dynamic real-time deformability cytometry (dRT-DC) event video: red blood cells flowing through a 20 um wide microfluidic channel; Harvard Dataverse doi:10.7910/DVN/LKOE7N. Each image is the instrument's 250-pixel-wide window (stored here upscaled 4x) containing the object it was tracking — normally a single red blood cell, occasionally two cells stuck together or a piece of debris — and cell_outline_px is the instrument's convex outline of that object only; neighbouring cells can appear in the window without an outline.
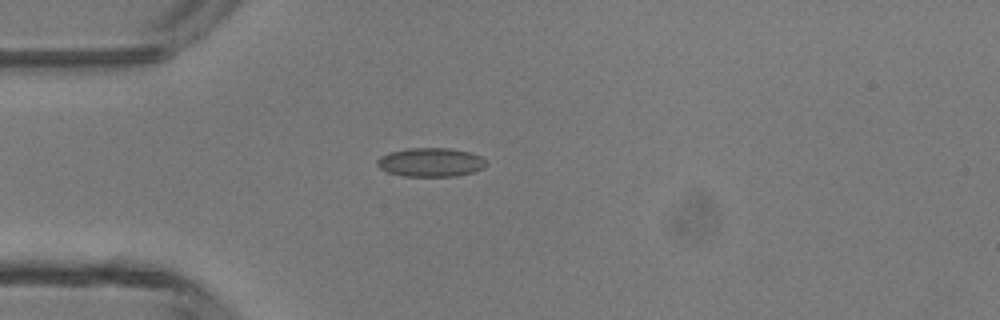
{"species": "common noctule bat (a hibernating species)", "species_latin": "Nyctalus noctula", "temperature_condition": "room temperature", "stored_images_in_passage": 35, "camera_frame_rate_fps": 3000, "um_per_image_px": 0.085, "animal": {"sex": "male", "body_mass_g": 13.3}, "frame": {"image": 1, "passage_image": 1, "time_ms": 0.0, "image_size_px": [1000, 320], "cell_outline_px": [[488, 164], [484, 168], [472, 172], [456, 176], [404, 176], [388, 172], [380, 168], [376, 164], [376, 160], [380, 156], [388, 152], [408, 148], [452, 148], [468, 152], [480, 156], [488, 160]], "centroid_in_image_um": [36.62, 13.79], "position_along_channel_um": 48.4, "area_um2": 18.5}}
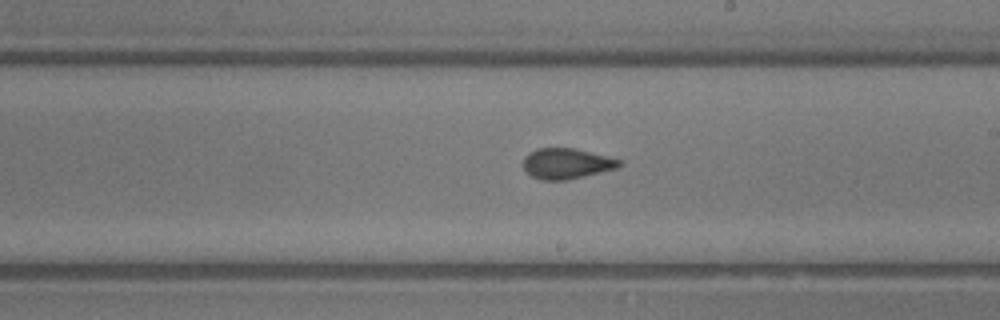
{"frame": {"image": 2, "passage_image": 15, "time_ms": 4.667, "image_size_px": [1000, 320], "cell_outline_px": [[624, 164], [616, 168], [568, 180], [540, 180], [532, 176], [524, 168], [524, 156], [528, 152], [536, 148], [572, 148], [620, 160]], "centroid_in_image_um": [48.12, 13.91], "position_along_channel_um": 240.9, "area_um2": 16.88}}
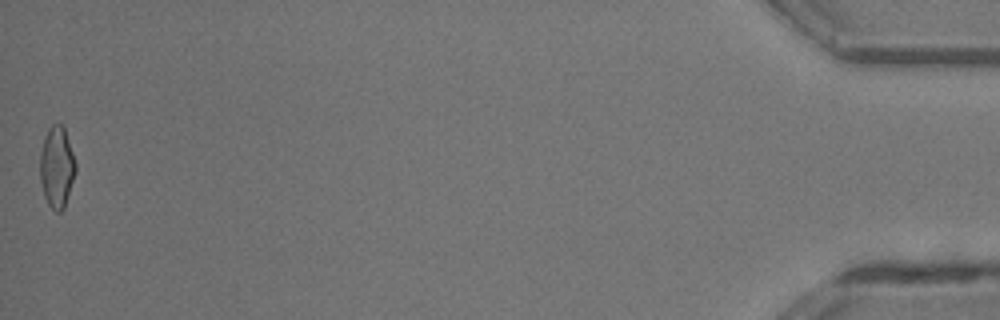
{"frame": {"image": 3, "passage_image": 35, "time_ms": 11.333, "image_size_px": [1000, 320], "cell_outline_px": [[76, 172], [64, 208], [60, 212], [56, 212], [48, 204], [44, 196], [40, 180], [40, 156], [44, 140], [48, 128], [52, 124], [60, 124], [64, 128], [76, 164]], "centroid_in_image_um": [4.83, 14.23], "position_along_channel_um": 430.4, "area_um2": 16.65}, "authors_computed_cell_mechanics": {"area_um2": 16.9354, "velocity_mm_per_s": 4.3867, "shape_relaxation_time_tau1_ms": 5.4296, "shape_relaxation_time_tau2_ms": 1.633, "deformation_change_tau1": 0.1099, "deformation_change_tau2": 0.0692}}